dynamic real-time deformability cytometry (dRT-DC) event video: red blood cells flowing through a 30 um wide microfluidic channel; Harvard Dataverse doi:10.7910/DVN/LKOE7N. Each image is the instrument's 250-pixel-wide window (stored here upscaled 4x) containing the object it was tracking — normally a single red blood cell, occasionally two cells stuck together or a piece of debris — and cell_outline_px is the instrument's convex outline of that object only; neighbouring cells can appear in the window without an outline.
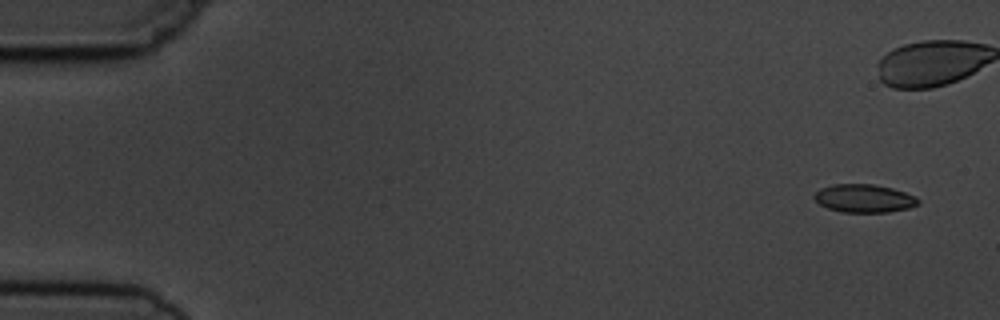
{"species": "common noctule bat (a hibernating species)", "species_latin": "Nyctalus noctula", "temperature_condition": "cold", "stored_images_in_passage": 15, "camera_frame_rate_fps": 3000, "um_per_image_px": 0.085, "animal": {"sex": "male", "body_mass_g": 19.5, "forearm_length_mm": 54.6}, "frame": {"image": 1, "passage_image": 1, "time_ms": 0.0, "image_size_px": [1000, 320], "cell_outline_px": [[920, 204], [908, 208], [888, 212], [844, 212], [828, 208], [820, 204], [812, 196], [820, 188], [832, 184], [872, 184], [892, 188], [916, 196], [920, 200]], "centroid_in_image_um": [73.46, 16.86], "position_along_channel_um": 11.5, "area_um2": 17.05}}